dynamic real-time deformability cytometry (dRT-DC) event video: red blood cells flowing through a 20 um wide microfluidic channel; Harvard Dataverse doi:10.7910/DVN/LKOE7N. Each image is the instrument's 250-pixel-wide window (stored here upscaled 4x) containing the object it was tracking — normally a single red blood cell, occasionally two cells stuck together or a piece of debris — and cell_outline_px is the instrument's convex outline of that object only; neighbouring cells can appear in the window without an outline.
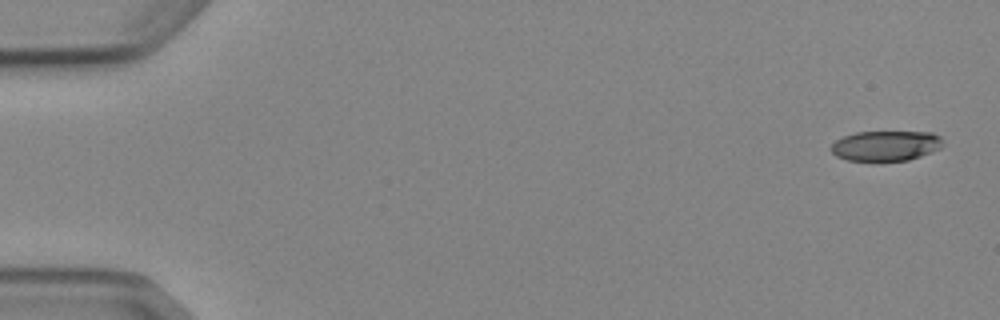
{"species": "Egyptian fruit bat (a non-hibernating species)", "species_latin": "Rousettus aegyptiacus", "temperature_condition": "cold", "stored_images_in_passage": 5, "camera_frame_rate_fps": 3000, "um_per_image_px": 0.085, "animal": {"sex": "female"}, "frame": {"image": 1, "passage_image": 1, "time_ms": 0.0, "image_size_px": [1000, 320], "cell_outline_px": [[940, 148], [932, 152], [908, 160], [848, 160], [836, 156], [828, 148], [836, 140], [844, 136], [856, 132], [932, 132], [940, 136]], "centroid_in_image_um": [75.25, 12.38], "position_along_channel_um": 9.7, "area_um2": 19.42}}
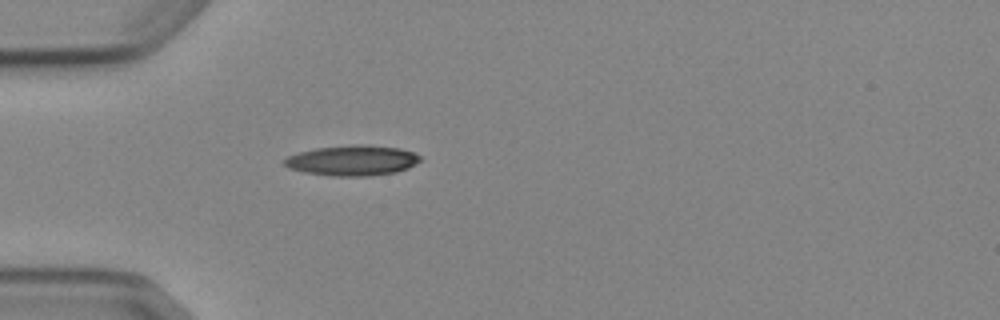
{"frame": {"image": 2, "passage_image": 5, "time_ms": 4.667, "image_size_px": [1000, 320], "cell_outline_px": [[420, 160], [416, 164], [408, 168], [396, 172], [368, 176], [332, 176], [304, 172], [288, 168], [284, 164], [284, 160], [288, 156], [300, 152], [316, 148], [356, 144], [368, 144], [400, 148], [416, 152], [420, 156]], "centroid_in_image_um": [29.98, 13.63], "position_along_channel_um": 55.0, "area_um2": 24.16}}